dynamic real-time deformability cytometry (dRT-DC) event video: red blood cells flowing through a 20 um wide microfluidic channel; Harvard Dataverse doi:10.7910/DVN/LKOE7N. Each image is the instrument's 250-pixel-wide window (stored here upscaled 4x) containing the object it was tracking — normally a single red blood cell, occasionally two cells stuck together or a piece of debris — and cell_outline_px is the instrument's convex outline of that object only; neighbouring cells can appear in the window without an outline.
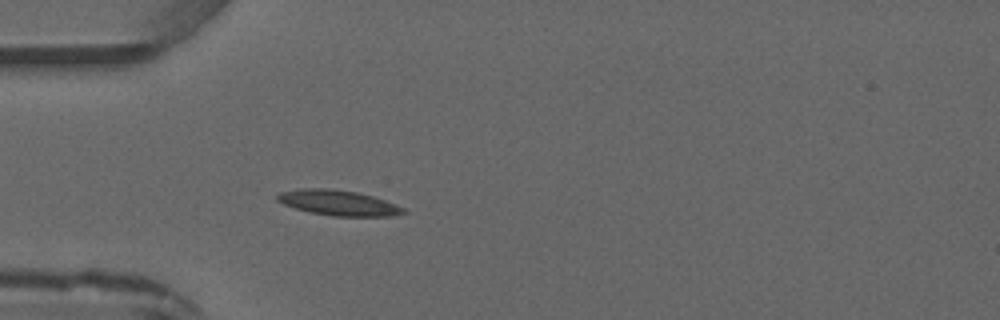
{"species": "common noctule bat (a hibernating species)", "species_latin": "Nyctalus noctula", "temperature_condition": "warm", "stored_images_in_passage": 2, "camera_frame_rate_fps": 3000, "um_per_image_px": 0.085, "animal": {"sex": "male", "forearm_length_mm": 52.5}, "frame": {"image": 1, "passage_image": 2, "time_ms": 2.0, "image_size_px": [1000, 320], "cell_outline_px": [[408, 212], [392, 216], [332, 216], [312, 212], [296, 208], [284, 204], [276, 200], [276, 196], [280, 192], [300, 188], [328, 188], [356, 192], [372, 196], [396, 204], [404, 208]], "centroid_in_image_um": [28.76, 17.23], "position_along_channel_um": 56.2, "area_um2": 18.5}}